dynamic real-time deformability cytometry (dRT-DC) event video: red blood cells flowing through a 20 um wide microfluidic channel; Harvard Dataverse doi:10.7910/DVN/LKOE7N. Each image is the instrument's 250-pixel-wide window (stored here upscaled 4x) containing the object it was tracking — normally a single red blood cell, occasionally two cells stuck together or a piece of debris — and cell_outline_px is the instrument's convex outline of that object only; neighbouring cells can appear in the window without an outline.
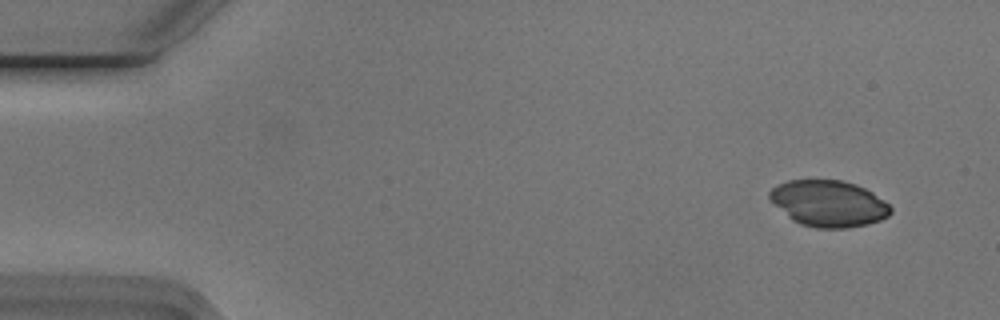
{"species": "Egyptian fruit bat (a non-hibernating species)", "species_latin": "Rousettus aegyptiacus", "temperature_condition": "cold", "stored_images_in_passage": 5, "camera_frame_rate_fps": 3000, "um_per_image_px": 0.085, "animal": {"sex": "male"}, "frame": {"image": 1, "passage_image": 1, "time_ms": 0.0, "image_size_px": [1000, 320], "cell_outline_px": [[892, 212], [888, 216], [880, 220], [868, 224], [848, 228], [816, 228], [800, 224], [792, 220], [768, 196], [768, 192], [772, 188], [788, 180], [840, 180], [856, 184], [872, 192], [884, 200], [892, 208]], "centroid_in_image_um": [70.47, 17.3], "position_along_channel_um": 14.5, "area_um2": 32.48}}